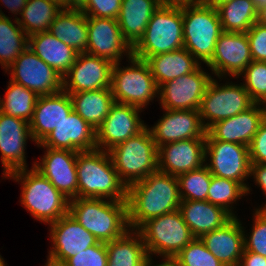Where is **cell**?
Returning <instances> with one entry per match:
<instances>
[{
	"mask_svg": "<svg viewBox=\"0 0 266 266\" xmlns=\"http://www.w3.org/2000/svg\"><path fill=\"white\" fill-rule=\"evenodd\" d=\"M129 229L137 230L147 220L179 209L177 176L157 170L127 187Z\"/></svg>",
	"mask_w": 266,
	"mask_h": 266,
	"instance_id": "6da1fadb",
	"label": "cell"
},
{
	"mask_svg": "<svg viewBox=\"0 0 266 266\" xmlns=\"http://www.w3.org/2000/svg\"><path fill=\"white\" fill-rule=\"evenodd\" d=\"M6 90L4 100L0 98V112L30 122L38 96L12 80Z\"/></svg>",
	"mask_w": 266,
	"mask_h": 266,
	"instance_id": "8d00e7d4",
	"label": "cell"
},
{
	"mask_svg": "<svg viewBox=\"0 0 266 266\" xmlns=\"http://www.w3.org/2000/svg\"><path fill=\"white\" fill-rule=\"evenodd\" d=\"M179 211L194 238H201L204 234L222 227L232 218L222 207L207 200L181 201Z\"/></svg>",
	"mask_w": 266,
	"mask_h": 266,
	"instance_id": "4316f807",
	"label": "cell"
},
{
	"mask_svg": "<svg viewBox=\"0 0 266 266\" xmlns=\"http://www.w3.org/2000/svg\"><path fill=\"white\" fill-rule=\"evenodd\" d=\"M140 110L142 109L135 106L115 102L96 129L97 149L108 151L143 131L147 125L139 116Z\"/></svg>",
	"mask_w": 266,
	"mask_h": 266,
	"instance_id": "5bb4252c",
	"label": "cell"
},
{
	"mask_svg": "<svg viewBox=\"0 0 266 266\" xmlns=\"http://www.w3.org/2000/svg\"><path fill=\"white\" fill-rule=\"evenodd\" d=\"M202 2V0H159L160 6L183 7L194 5Z\"/></svg>",
	"mask_w": 266,
	"mask_h": 266,
	"instance_id": "f907efd6",
	"label": "cell"
},
{
	"mask_svg": "<svg viewBox=\"0 0 266 266\" xmlns=\"http://www.w3.org/2000/svg\"><path fill=\"white\" fill-rule=\"evenodd\" d=\"M250 174V177L254 176L255 183L261 187L266 195V164H251Z\"/></svg>",
	"mask_w": 266,
	"mask_h": 266,
	"instance_id": "c3c4849f",
	"label": "cell"
},
{
	"mask_svg": "<svg viewBox=\"0 0 266 266\" xmlns=\"http://www.w3.org/2000/svg\"><path fill=\"white\" fill-rule=\"evenodd\" d=\"M38 146L74 152L95 150L97 149L96 130L72 110Z\"/></svg>",
	"mask_w": 266,
	"mask_h": 266,
	"instance_id": "cb8c5ba5",
	"label": "cell"
},
{
	"mask_svg": "<svg viewBox=\"0 0 266 266\" xmlns=\"http://www.w3.org/2000/svg\"><path fill=\"white\" fill-rule=\"evenodd\" d=\"M48 31L78 53L86 52L88 40L87 16L80 9L63 8L49 26Z\"/></svg>",
	"mask_w": 266,
	"mask_h": 266,
	"instance_id": "f546056e",
	"label": "cell"
},
{
	"mask_svg": "<svg viewBox=\"0 0 266 266\" xmlns=\"http://www.w3.org/2000/svg\"><path fill=\"white\" fill-rule=\"evenodd\" d=\"M246 189L239 183L231 179L216 177L211 174V183L207 194V201L222 207L232 217V204L242 196H245ZM231 204V206H230Z\"/></svg>",
	"mask_w": 266,
	"mask_h": 266,
	"instance_id": "74e56055",
	"label": "cell"
},
{
	"mask_svg": "<svg viewBox=\"0 0 266 266\" xmlns=\"http://www.w3.org/2000/svg\"><path fill=\"white\" fill-rule=\"evenodd\" d=\"M159 7V0H122L117 21L124 39L132 48L144 35L150 18Z\"/></svg>",
	"mask_w": 266,
	"mask_h": 266,
	"instance_id": "f1b7e54d",
	"label": "cell"
},
{
	"mask_svg": "<svg viewBox=\"0 0 266 266\" xmlns=\"http://www.w3.org/2000/svg\"><path fill=\"white\" fill-rule=\"evenodd\" d=\"M45 266H62V265L55 264V263L49 262V261L47 260V263H46Z\"/></svg>",
	"mask_w": 266,
	"mask_h": 266,
	"instance_id": "680465c9",
	"label": "cell"
},
{
	"mask_svg": "<svg viewBox=\"0 0 266 266\" xmlns=\"http://www.w3.org/2000/svg\"><path fill=\"white\" fill-rule=\"evenodd\" d=\"M181 201L207 200L211 173L206 165L177 176Z\"/></svg>",
	"mask_w": 266,
	"mask_h": 266,
	"instance_id": "f35d334b",
	"label": "cell"
},
{
	"mask_svg": "<svg viewBox=\"0 0 266 266\" xmlns=\"http://www.w3.org/2000/svg\"><path fill=\"white\" fill-rule=\"evenodd\" d=\"M146 61L158 88L168 81L192 73L201 65L185 48L151 56Z\"/></svg>",
	"mask_w": 266,
	"mask_h": 266,
	"instance_id": "4dcf8cb0",
	"label": "cell"
},
{
	"mask_svg": "<svg viewBox=\"0 0 266 266\" xmlns=\"http://www.w3.org/2000/svg\"><path fill=\"white\" fill-rule=\"evenodd\" d=\"M57 3L51 0H27L21 13L18 24L29 37L49 30V26L62 10Z\"/></svg>",
	"mask_w": 266,
	"mask_h": 266,
	"instance_id": "e575fe53",
	"label": "cell"
},
{
	"mask_svg": "<svg viewBox=\"0 0 266 266\" xmlns=\"http://www.w3.org/2000/svg\"><path fill=\"white\" fill-rule=\"evenodd\" d=\"M182 17L184 48L199 63L207 64L212 59L216 42L223 32L217 9L200 2L183 6Z\"/></svg>",
	"mask_w": 266,
	"mask_h": 266,
	"instance_id": "52a82bcc",
	"label": "cell"
},
{
	"mask_svg": "<svg viewBox=\"0 0 266 266\" xmlns=\"http://www.w3.org/2000/svg\"><path fill=\"white\" fill-rule=\"evenodd\" d=\"M210 158V164L205 165L213 176L231 179L239 182L250 193V188L244 181L251 171L249 147L219 140L205 141V160Z\"/></svg>",
	"mask_w": 266,
	"mask_h": 266,
	"instance_id": "8fae6325",
	"label": "cell"
},
{
	"mask_svg": "<svg viewBox=\"0 0 266 266\" xmlns=\"http://www.w3.org/2000/svg\"><path fill=\"white\" fill-rule=\"evenodd\" d=\"M57 3L61 8H70V0H51Z\"/></svg>",
	"mask_w": 266,
	"mask_h": 266,
	"instance_id": "9f6ffc18",
	"label": "cell"
},
{
	"mask_svg": "<svg viewBox=\"0 0 266 266\" xmlns=\"http://www.w3.org/2000/svg\"><path fill=\"white\" fill-rule=\"evenodd\" d=\"M182 7L160 6L150 18L144 35L133 47V56H151L184 48Z\"/></svg>",
	"mask_w": 266,
	"mask_h": 266,
	"instance_id": "8992f818",
	"label": "cell"
},
{
	"mask_svg": "<svg viewBox=\"0 0 266 266\" xmlns=\"http://www.w3.org/2000/svg\"><path fill=\"white\" fill-rule=\"evenodd\" d=\"M264 110H265V118H266V103L264 104Z\"/></svg>",
	"mask_w": 266,
	"mask_h": 266,
	"instance_id": "94428289",
	"label": "cell"
},
{
	"mask_svg": "<svg viewBox=\"0 0 266 266\" xmlns=\"http://www.w3.org/2000/svg\"><path fill=\"white\" fill-rule=\"evenodd\" d=\"M164 110L163 117L149 128L157 147L185 139L206 138L199 110Z\"/></svg>",
	"mask_w": 266,
	"mask_h": 266,
	"instance_id": "7402d4cb",
	"label": "cell"
},
{
	"mask_svg": "<svg viewBox=\"0 0 266 266\" xmlns=\"http://www.w3.org/2000/svg\"><path fill=\"white\" fill-rule=\"evenodd\" d=\"M106 243L99 242L68 258L62 266H107Z\"/></svg>",
	"mask_w": 266,
	"mask_h": 266,
	"instance_id": "7bdbcfd3",
	"label": "cell"
},
{
	"mask_svg": "<svg viewBox=\"0 0 266 266\" xmlns=\"http://www.w3.org/2000/svg\"><path fill=\"white\" fill-rule=\"evenodd\" d=\"M216 9L224 32L246 33L257 22L258 5L253 0H230Z\"/></svg>",
	"mask_w": 266,
	"mask_h": 266,
	"instance_id": "836d02e7",
	"label": "cell"
},
{
	"mask_svg": "<svg viewBox=\"0 0 266 266\" xmlns=\"http://www.w3.org/2000/svg\"><path fill=\"white\" fill-rule=\"evenodd\" d=\"M32 139L30 125L24 119L0 112V152L3 178L14 171L26 169V140Z\"/></svg>",
	"mask_w": 266,
	"mask_h": 266,
	"instance_id": "d6986e66",
	"label": "cell"
},
{
	"mask_svg": "<svg viewBox=\"0 0 266 266\" xmlns=\"http://www.w3.org/2000/svg\"><path fill=\"white\" fill-rule=\"evenodd\" d=\"M246 34L252 60L266 62V26L256 22Z\"/></svg>",
	"mask_w": 266,
	"mask_h": 266,
	"instance_id": "f6af8a7d",
	"label": "cell"
},
{
	"mask_svg": "<svg viewBox=\"0 0 266 266\" xmlns=\"http://www.w3.org/2000/svg\"><path fill=\"white\" fill-rule=\"evenodd\" d=\"M253 104L243 84L231 82L221 86L215 79H212L199 108L201 122L207 130L215 122L233 117Z\"/></svg>",
	"mask_w": 266,
	"mask_h": 266,
	"instance_id": "30bf717a",
	"label": "cell"
},
{
	"mask_svg": "<svg viewBox=\"0 0 266 266\" xmlns=\"http://www.w3.org/2000/svg\"><path fill=\"white\" fill-rule=\"evenodd\" d=\"M28 48L62 77L74 64L79 54L49 31L29 36Z\"/></svg>",
	"mask_w": 266,
	"mask_h": 266,
	"instance_id": "83f0119b",
	"label": "cell"
},
{
	"mask_svg": "<svg viewBox=\"0 0 266 266\" xmlns=\"http://www.w3.org/2000/svg\"><path fill=\"white\" fill-rule=\"evenodd\" d=\"M254 103L239 114L215 122L206 130L205 140H219L250 146L265 119L264 105Z\"/></svg>",
	"mask_w": 266,
	"mask_h": 266,
	"instance_id": "603a6c76",
	"label": "cell"
},
{
	"mask_svg": "<svg viewBox=\"0 0 266 266\" xmlns=\"http://www.w3.org/2000/svg\"><path fill=\"white\" fill-rule=\"evenodd\" d=\"M120 180L129 187L158 170V147L148 127L110 150Z\"/></svg>",
	"mask_w": 266,
	"mask_h": 266,
	"instance_id": "5b68a950",
	"label": "cell"
},
{
	"mask_svg": "<svg viewBox=\"0 0 266 266\" xmlns=\"http://www.w3.org/2000/svg\"><path fill=\"white\" fill-rule=\"evenodd\" d=\"M173 259L177 266H224L200 238H194Z\"/></svg>",
	"mask_w": 266,
	"mask_h": 266,
	"instance_id": "ab89813d",
	"label": "cell"
},
{
	"mask_svg": "<svg viewBox=\"0 0 266 266\" xmlns=\"http://www.w3.org/2000/svg\"><path fill=\"white\" fill-rule=\"evenodd\" d=\"M235 216L222 227L204 234L200 239L224 265L238 266L244 251V228Z\"/></svg>",
	"mask_w": 266,
	"mask_h": 266,
	"instance_id": "484cf974",
	"label": "cell"
},
{
	"mask_svg": "<svg viewBox=\"0 0 266 266\" xmlns=\"http://www.w3.org/2000/svg\"><path fill=\"white\" fill-rule=\"evenodd\" d=\"M76 170L78 197L127 200V187L120 180L108 151L78 152Z\"/></svg>",
	"mask_w": 266,
	"mask_h": 266,
	"instance_id": "3957f363",
	"label": "cell"
},
{
	"mask_svg": "<svg viewBox=\"0 0 266 266\" xmlns=\"http://www.w3.org/2000/svg\"><path fill=\"white\" fill-rule=\"evenodd\" d=\"M46 148L42 162L33 167L46 177L67 199L78 197L76 160L78 152L66 149Z\"/></svg>",
	"mask_w": 266,
	"mask_h": 266,
	"instance_id": "ffe728a7",
	"label": "cell"
},
{
	"mask_svg": "<svg viewBox=\"0 0 266 266\" xmlns=\"http://www.w3.org/2000/svg\"><path fill=\"white\" fill-rule=\"evenodd\" d=\"M122 0H86L79 8L86 16L116 19L121 11Z\"/></svg>",
	"mask_w": 266,
	"mask_h": 266,
	"instance_id": "ee69618b",
	"label": "cell"
},
{
	"mask_svg": "<svg viewBox=\"0 0 266 266\" xmlns=\"http://www.w3.org/2000/svg\"><path fill=\"white\" fill-rule=\"evenodd\" d=\"M251 164H266V118L260 124L249 146Z\"/></svg>",
	"mask_w": 266,
	"mask_h": 266,
	"instance_id": "bcb514c9",
	"label": "cell"
},
{
	"mask_svg": "<svg viewBox=\"0 0 266 266\" xmlns=\"http://www.w3.org/2000/svg\"><path fill=\"white\" fill-rule=\"evenodd\" d=\"M68 213L99 242H110L129 229L127 201L104 198H73Z\"/></svg>",
	"mask_w": 266,
	"mask_h": 266,
	"instance_id": "7a4b0ae2",
	"label": "cell"
},
{
	"mask_svg": "<svg viewBox=\"0 0 266 266\" xmlns=\"http://www.w3.org/2000/svg\"><path fill=\"white\" fill-rule=\"evenodd\" d=\"M106 248L107 266H142L149 257L143 238L137 230L129 229L120 238L107 242Z\"/></svg>",
	"mask_w": 266,
	"mask_h": 266,
	"instance_id": "d6a6232c",
	"label": "cell"
},
{
	"mask_svg": "<svg viewBox=\"0 0 266 266\" xmlns=\"http://www.w3.org/2000/svg\"><path fill=\"white\" fill-rule=\"evenodd\" d=\"M253 220L249 238L244 231V250L266 257V208L256 209Z\"/></svg>",
	"mask_w": 266,
	"mask_h": 266,
	"instance_id": "b9f144b4",
	"label": "cell"
},
{
	"mask_svg": "<svg viewBox=\"0 0 266 266\" xmlns=\"http://www.w3.org/2000/svg\"><path fill=\"white\" fill-rule=\"evenodd\" d=\"M73 110L93 129H97L115 103L111 88L68 93Z\"/></svg>",
	"mask_w": 266,
	"mask_h": 266,
	"instance_id": "1f68e13d",
	"label": "cell"
},
{
	"mask_svg": "<svg viewBox=\"0 0 266 266\" xmlns=\"http://www.w3.org/2000/svg\"><path fill=\"white\" fill-rule=\"evenodd\" d=\"M6 71H10V80L21 84L37 96L56 94L63 90V77L29 48Z\"/></svg>",
	"mask_w": 266,
	"mask_h": 266,
	"instance_id": "7c38bea8",
	"label": "cell"
},
{
	"mask_svg": "<svg viewBox=\"0 0 266 266\" xmlns=\"http://www.w3.org/2000/svg\"><path fill=\"white\" fill-rule=\"evenodd\" d=\"M258 6L260 4L266 3V0H253Z\"/></svg>",
	"mask_w": 266,
	"mask_h": 266,
	"instance_id": "6f0895ef",
	"label": "cell"
},
{
	"mask_svg": "<svg viewBox=\"0 0 266 266\" xmlns=\"http://www.w3.org/2000/svg\"><path fill=\"white\" fill-rule=\"evenodd\" d=\"M49 225L53 243L47 258L49 262L62 265L68 258L99 243L98 239L69 213Z\"/></svg>",
	"mask_w": 266,
	"mask_h": 266,
	"instance_id": "2e32d148",
	"label": "cell"
},
{
	"mask_svg": "<svg viewBox=\"0 0 266 266\" xmlns=\"http://www.w3.org/2000/svg\"><path fill=\"white\" fill-rule=\"evenodd\" d=\"M238 266H266V257L244 250Z\"/></svg>",
	"mask_w": 266,
	"mask_h": 266,
	"instance_id": "7dc6e473",
	"label": "cell"
},
{
	"mask_svg": "<svg viewBox=\"0 0 266 266\" xmlns=\"http://www.w3.org/2000/svg\"><path fill=\"white\" fill-rule=\"evenodd\" d=\"M87 24L86 53L108 59L113 64L120 62L123 54L128 58L133 55V48L124 39L116 19L87 16Z\"/></svg>",
	"mask_w": 266,
	"mask_h": 266,
	"instance_id": "9a60e30c",
	"label": "cell"
},
{
	"mask_svg": "<svg viewBox=\"0 0 266 266\" xmlns=\"http://www.w3.org/2000/svg\"><path fill=\"white\" fill-rule=\"evenodd\" d=\"M14 23L0 10V64L6 70L28 48V36L18 24L17 17Z\"/></svg>",
	"mask_w": 266,
	"mask_h": 266,
	"instance_id": "d590c367",
	"label": "cell"
},
{
	"mask_svg": "<svg viewBox=\"0 0 266 266\" xmlns=\"http://www.w3.org/2000/svg\"><path fill=\"white\" fill-rule=\"evenodd\" d=\"M72 110L70 95L63 90L56 94L38 96L29 122L33 141L39 144Z\"/></svg>",
	"mask_w": 266,
	"mask_h": 266,
	"instance_id": "d4e9b609",
	"label": "cell"
},
{
	"mask_svg": "<svg viewBox=\"0 0 266 266\" xmlns=\"http://www.w3.org/2000/svg\"><path fill=\"white\" fill-rule=\"evenodd\" d=\"M113 63L108 59L86 52L79 53L76 61L63 76V91L78 93L111 87Z\"/></svg>",
	"mask_w": 266,
	"mask_h": 266,
	"instance_id": "e0dca14e",
	"label": "cell"
},
{
	"mask_svg": "<svg viewBox=\"0 0 266 266\" xmlns=\"http://www.w3.org/2000/svg\"><path fill=\"white\" fill-rule=\"evenodd\" d=\"M205 138L169 142L158 147V170L173 176L205 165Z\"/></svg>",
	"mask_w": 266,
	"mask_h": 266,
	"instance_id": "44dd1931",
	"label": "cell"
},
{
	"mask_svg": "<svg viewBox=\"0 0 266 266\" xmlns=\"http://www.w3.org/2000/svg\"><path fill=\"white\" fill-rule=\"evenodd\" d=\"M246 33L222 32L216 42L212 59L207 63L212 74L221 79L226 74L239 77L252 62ZM214 72V73H213ZM221 77V78H220Z\"/></svg>",
	"mask_w": 266,
	"mask_h": 266,
	"instance_id": "ac0fdd59",
	"label": "cell"
},
{
	"mask_svg": "<svg viewBox=\"0 0 266 266\" xmlns=\"http://www.w3.org/2000/svg\"><path fill=\"white\" fill-rule=\"evenodd\" d=\"M137 231L149 257L174 258L194 239L179 209L147 220Z\"/></svg>",
	"mask_w": 266,
	"mask_h": 266,
	"instance_id": "9c48e42d",
	"label": "cell"
},
{
	"mask_svg": "<svg viewBox=\"0 0 266 266\" xmlns=\"http://www.w3.org/2000/svg\"><path fill=\"white\" fill-rule=\"evenodd\" d=\"M257 22L266 26V3L258 6Z\"/></svg>",
	"mask_w": 266,
	"mask_h": 266,
	"instance_id": "f5cc1de1",
	"label": "cell"
},
{
	"mask_svg": "<svg viewBox=\"0 0 266 266\" xmlns=\"http://www.w3.org/2000/svg\"><path fill=\"white\" fill-rule=\"evenodd\" d=\"M164 262L156 265H152L153 261L151 257H148L142 264V266H177L173 258H164Z\"/></svg>",
	"mask_w": 266,
	"mask_h": 266,
	"instance_id": "816d5d0a",
	"label": "cell"
},
{
	"mask_svg": "<svg viewBox=\"0 0 266 266\" xmlns=\"http://www.w3.org/2000/svg\"><path fill=\"white\" fill-rule=\"evenodd\" d=\"M228 1L230 0H202L205 5L210 6L212 8H217L221 4L226 3Z\"/></svg>",
	"mask_w": 266,
	"mask_h": 266,
	"instance_id": "db71d44e",
	"label": "cell"
},
{
	"mask_svg": "<svg viewBox=\"0 0 266 266\" xmlns=\"http://www.w3.org/2000/svg\"><path fill=\"white\" fill-rule=\"evenodd\" d=\"M128 59L130 66L121 68L120 62L113 64L111 92L116 103L142 109L157 97L159 88L146 60L133 55Z\"/></svg>",
	"mask_w": 266,
	"mask_h": 266,
	"instance_id": "ba28073f",
	"label": "cell"
},
{
	"mask_svg": "<svg viewBox=\"0 0 266 266\" xmlns=\"http://www.w3.org/2000/svg\"><path fill=\"white\" fill-rule=\"evenodd\" d=\"M213 77L199 66L192 73L168 81L159 87V101L166 110H199Z\"/></svg>",
	"mask_w": 266,
	"mask_h": 266,
	"instance_id": "4fadbf2b",
	"label": "cell"
},
{
	"mask_svg": "<svg viewBox=\"0 0 266 266\" xmlns=\"http://www.w3.org/2000/svg\"><path fill=\"white\" fill-rule=\"evenodd\" d=\"M6 177L21 181L20 202L37 220L51 224L68 213L69 199L34 167L14 171Z\"/></svg>",
	"mask_w": 266,
	"mask_h": 266,
	"instance_id": "277c9868",
	"label": "cell"
},
{
	"mask_svg": "<svg viewBox=\"0 0 266 266\" xmlns=\"http://www.w3.org/2000/svg\"><path fill=\"white\" fill-rule=\"evenodd\" d=\"M6 7L15 15L22 13L23 8L25 7L27 0H1Z\"/></svg>",
	"mask_w": 266,
	"mask_h": 266,
	"instance_id": "681fc988",
	"label": "cell"
},
{
	"mask_svg": "<svg viewBox=\"0 0 266 266\" xmlns=\"http://www.w3.org/2000/svg\"><path fill=\"white\" fill-rule=\"evenodd\" d=\"M86 0H70V8H80Z\"/></svg>",
	"mask_w": 266,
	"mask_h": 266,
	"instance_id": "11a10c76",
	"label": "cell"
},
{
	"mask_svg": "<svg viewBox=\"0 0 266 266\" xmlns=\"http://www.w3.org/2000/svg\"><path fill=\"white\" fill-rule=\"evenodd\" d=\"M244 75V88L256 104L266 103V62L252 61L239 76Z\"/></svg>",
	"mask_w": 266,
	"mask_h": 266,
	"instance_id": "60d3db41",
	"label": "cell"
},
{
	"mask_svg": "<svg viewBox=\"0 0 266 266\" xmlns=\"http://www.w3.org/2000/svg\"><path fill=\"white\" fill-rule=\"evenodd\" d=\"M0 266H6L4 259L2 258V256L0 255Z\"/></svg>",
	"mask_w": 266,
	"mask_h": 266,
	"instance_id": "91938a15",
	"label": "cell"
}]
</instances>
